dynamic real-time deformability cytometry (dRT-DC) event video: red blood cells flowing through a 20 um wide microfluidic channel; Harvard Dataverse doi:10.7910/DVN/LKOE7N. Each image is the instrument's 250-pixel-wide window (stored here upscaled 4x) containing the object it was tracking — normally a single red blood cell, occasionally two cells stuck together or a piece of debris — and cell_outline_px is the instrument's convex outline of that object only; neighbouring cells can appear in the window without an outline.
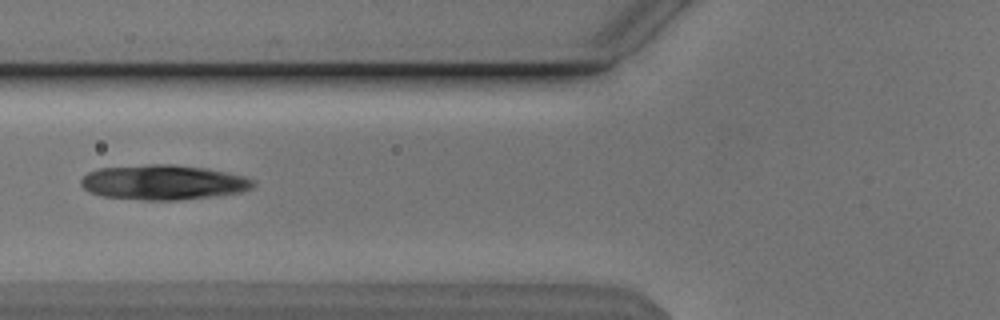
{"species": "Egyptian fruit bat (a non-hibernating species)", "species_latin": "Rousettus aegyptiacus", "temperature_condition": "cold", "stored_images_in_passage": 38, "camera_frame_rate_fps": 3000, "um_per_image_px": 0.085, "animal": {"sex": "male"}, "frame": {"image": 1, "passage_image": 7, "time_ms": 2.0, "image_size_px": [1000, 320], "cell_outline_px": [[256, 184], [252, 188], [240, 192], [216, 196], [180, 200], [144, 200], [104, 196], [88, 192], [80, 184], [80, 180], [88, 172], [100, 168], [148, 164], [172, 164], [208, 168], [244, 176], [256, 180]], "centroid_in_image_um": [13.91, 15.49], "position_along_channel_um": 111.9, "area_um2": 35.26}}
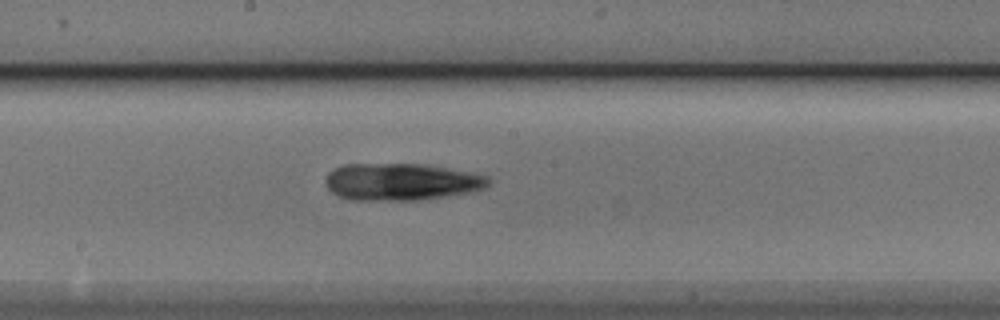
{"frame": {"image": 2, "passage_image": 15, "time_ms": 4.667, "image_size_px": [1000, 320], "cell_outline_px": [[492, 180], [484, 188], [472, 192], [420, 200], [352, 200], [340, 196], [332, 192], [328, 188], [324, 180], [328, 172], [344, 164], [428, 164], [488, 176]], "centroid_in_image_um": [34.11, 15.45], "position_along_channel_um": 214.1, "area_um2": 35.32}}
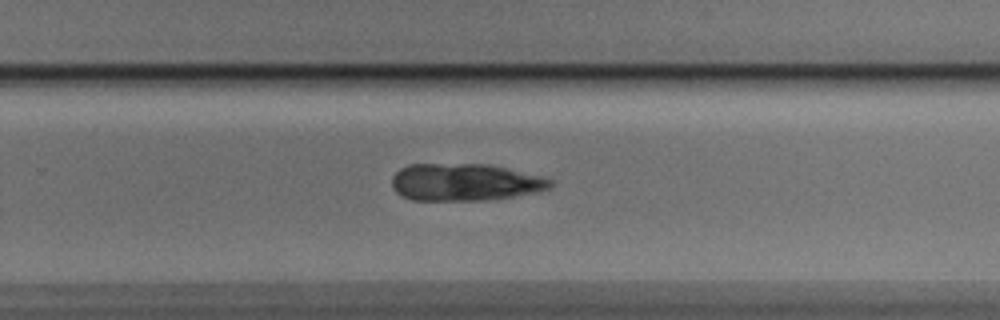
{"frame": {"image": 3, "passage_image": 21, "time_ms": 6.667, "image_size_px": [1000, 320], "cell_outline_px": [[556, 184], [552, 188], [540, 192], [488, 200], [412, 200], [396, 192], [392, 188], [392, 176], [400, 168], [408, 164], [488, 164], [540, 176], [552, 180]], "centroid_in_image_um": [39.54, 15.49], "position_along_channel_um": 290.3, "area_um2": 34.56}}